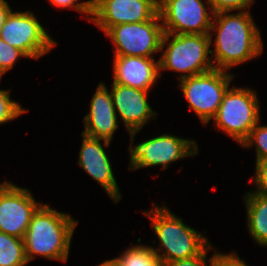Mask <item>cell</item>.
<instances>
[{
    "label": "cell",
    "mask_w": 267,
    "mask_h": 266,
    "mask_svg": "<svg viewBox=\"0 0 267 266\" xmlns=\"http://www.w3.org/2000/svg\"><path fill=\"white\" fill-rule=\"evenodd\" d=\"M160 77L155 58L114 55L113 83L150 91Z\"/></svg>",
    "instance_id": "2e32d148"
},
{
    "label": "cell",
    "mask_w": 267,
    "mask_h": 266,
    "mask_svg": "<svg viewBox=\"0 0 267 266\" xmlns=\"http://www.w3.org/2000/svg\"><path fill=\"white\" fill-rule=\"evenodd\" d=\"M78 1L79 0H49V3L55 6L56 8L58 7V8H63V9L65 8L75 9L81 14L83 15L85 14L86 18L91 20V16H92L91 8L88 6L86 1L84 2H78Z\"/></svg>",
    "instance_id": "484cf974"
},
{
    "label": "cell",
    "mask_w": 267,
    "mask_h": 266,
    "mask_svg": "<svg viewBox=\"0 0 267 266\" xmlns=\"http://www.w3.org/2000/svg\"><path fill=\"white\" fill-rule=\"evenodd\" d=\"M260 34L249 10L214 13L209 32L210 45L215 46L210 50L214 68L227 71L259 57L264 47Z\"/></svg>",
    "instance_id": "6da1fadb"
},
{
    "label": "cell",
    "mask_w": 267,
    "mask_h": 266,
    "mask_svg": "<svg viewBox=\"0 0 267 266\" xmlns=\"http://www.w3.org/2000/svg\"><path fill=\"white\" fill-rule=\"evenodd\" d=\"M11 11L12 9L8 2L5 0H0V30Z\"/></svg>",
    "instance_id": "83f0119b"
},
{
    "label": "cell",
    "mask_w": 267,
    "mask_h": 266,
    "mask_svg": "<svg viewBox=\"0 0 267 266\" xmlns=\"http://www.w3.org/2000/svg\"><path fill=\"white\" fill-rule=\"evenodd\" d=\"M114 47V55L154 58L160 53L164 34L160 16L138 23H124L110 27L106 32Z\"/></svg>",
    "instance_id": "ba28073f"
},
{
    "label": "cell",
    "mask_w": 267,
    "mask_h": 266,
    "mask_svg": "<svg viewBox=\"0 0 267 266\" xmlns=\"http://www.w3.org/2000/svg\"><path fill=\"white\" fill-rule=\"evenodd\" d=\"M241 146L244 148L255 146L256 162L267 159V125H260L258 122Z\"/></svg>",
    "instance_id": "ffe728a7"
},
{
    "label": "cell",
    "mask_w": 267,
    "mask_h": 266,
    "mask_svg": "<svg viewBox=\"0 0 267 266\" xmlns=\"http://www.w3.org/2000/svg\"><path fill=\"white\" fill-rule=\"evenodd\" d=\"M214 266H248L244 260L239 257V254L232 252L229 254H223L215 252Z\"/></svg>",
    "instance_id": "4316f807"
},
{
    "label": "cell",
    "mask_w": 267,
    "mask_h": 266,
    "mask_svg": "<svg viewBox=\"0 0 267 266\" xmlns=\"http://www.w3.org/2000/svg\"><path fill=\"white\" fill-rule=\"evenodd\" d=\"M78 223L69 213L59 212L42 203L32 215L24 236L27 262L35 259L36 255L67 262Z\"/></svg>",
    "instance_id": "7a4b0ae2"
},
{
    "label": "cell",
    "mask_w": 267,
    "mask_h": 266,
    "mask_svg": "<svg viewBox=\"0 0 267 266\" xmlns=\"http://www.w3.org/2000/svg\"><path fill=\"white\" fill-rule=\"evenodd\" d=\"M255 163V177L253 182L257 188L254 192L267 195V159Z\"/></svg>",
    "instance_id": "d4e9b609"
},
{
    "label": "cell",
    "mask_w": 267,
    "mask_h": 266,
    "mask_svg": "<svg viewBox=\"0 0 267 266\" xmlns=\"http://www.w3.org/2000/svg\"><path fill=\"white\" fill-rule=\"evenodd\" d=\"M128 147L130 151L129 170L162 166L165 170L170 163L199 154L194 139H185L172 134H162Z\"/></svg>",
    "instance_id": "52a82bcc"
},
{
    "label": "cell",
    "mask_w": 267,
    "mask_h": 266,
    "mask_svg": "<svg viewBox=\"0 0 267 266\" xmlns=\"http://www.w3.org/2000/svg\"><path fill=\"white\" fill-rule=\"evenodd\" d=\"M98 266H117L116 262L113 259L106 260Z\"/></svg>",
    "instance_id": "f1b7e54d"
},
{
    "label": "cell",
    "mask_w": 267,
    "mask_h": 266,
    "mask_svg": "<svg viewBox=\"0 0 267 266\" xmlns=\"http://www.w3.org/2000/svg\"><path fill=\"white\" fill-rule=\"evenodd\" d=\"M110 92L115 113L123 121L129 132L130 144H133L136 134L157 115L147 101L150 91L112 83Z\"/></svg>",
    "instance_id": "4fadbf2b"
},
{
    "label": "cell",
    "mask_w": 267,
    "mask_h": 266,
    "mask_svg": "<svg viewBox=\"0 0 267 266\" xmlns=\"http://www.w3.org/2000/svg\"><path fill=\"white\" fill-rule=\"evenodd\" d=\"M21 57L27 56L18 48L11 46L0 38V80Z\"/></svg>",
    "instance_id": "7402d4cb"
},
{
    "label": "cell",
    "mask_w": 267,
    "mask_h": 266,
    "mask_svg": "<svg viewBox=\"0 0 267 266\" xmlns=\"http://www.w3.org/2000/svg\"><path fill=\"white\" fill-rule=\"evenodd\" d=\"M24 239L0 232V266H26Z\"/></svg>",
    "instance_id": "d6986e66"
},
{
    "label": "cell",
    "mask_w": 267,
    "mask_h": 266,
    "mask_svg": "<svg viewBox=\"0 0 267 266\" xmlns=\"http://www.w3.org/2000/svg\"><path fill=\"white\" fill-rule=\"evenodd\" d=\"M0 38L36 60L57 45L32 11H11L0 30Z\"/></svg>",
    "instance_id": "9c48e42d"
},
{
    "label": "cell",
    "mask_w": 267,
    "mask_h": 266,
    "mask_svg": "<svg viewBox=\"0 0 267 266\" xmlns=\"http://www.w3.org/2000/svg\"><path fill=\"white\" fill-rule=\"evenodd\" d=\"M41 204L27 188L10 181L0 183V232L24 239L32 215Z\"/></svg>",
    "instance_id": "8fae6325"
},
{
    "label": "cell",
    "mask_w": 267,
    "mask_h": 266,
    "mask_svg": "<svg viewBox=\"0 0 267 266\" xmlns=\"http://www.w3.org/2000/svg\"><path fill=\"white\" fill-rule=\"evenodd\" d=\"M92 96L89 112L83 119L85 129L82 133L111 142L115 131L119 128L111 92L103 82H100Z\"/></svg>",
    "instance_id": "9a60e30c"
},
{
    "label": "cell",
    "mask_w": 267,
    "mask_h": 266,
    "mask_svg": "<svg viewBox=\"0 0 267 266\" xmlns=\"http://www.w3.org/2000/svg\"><path fill=\"white\" fill-rule=\"evenodd\" d=\"M117 266H165V263L154 254L150 246L134 244L122 254L113 258Z\"/></svg>",
    "instance_id": "ac0fdd59"
},
{
    "label": "cell",
    "mask_w": 267,
    "mask_h": 266,
    "mask_svg": "<svg viewBox=\"0 0 267 266\" xmlns=\"http://www.w3.org/2000/svg\"><path fill=\"white\" fill-rule=\"evenodd\" d=\"M158 14L170 34H209L214 16L207 0H158Z\"/></svg>",
    "instance_id": "30bf717a"
},
{
    "label": "cell",
    "mask_w": 267,
    "mask_h": 266,
    "mask_svg": "<svg viewBox=\"0 0 267 266\" xmlns=\"http://www.w3.org/2000/svg\"><path fill=\"white\" fill-rule=\"evenodd\" d=\"M81 135L83 140L79 152L78 165L102 186L115 203H118L122 199V196L113 173L109 156L104 149V147L108 148L111 142L92 138L83 133ZM101 141H103L104 145Z\"/></svg>",
    "instance_id": "5bb4252c"
},
{
    "label": "cell",
    "mask_w": 267,
    "mask_h": 266,
    "mask_svg": "<svg viewBox=\"0 0 267 266\" xmlns=\"http://www.w3.org/2000/svg\"><path fill=\"white\" fill-rule=\"evenodd\" d=\"M29 110L10 98V90L0 89V125L12 121Z\"/></svg>",
    "instance_id": "44dd1931"
},
{
    "label": "cell",
    "mask_w": 267,
    "mask_h": 266,
    "mask_svg": "<svg viewBox=\"0 0 267 266\" xmlns=\"http://www.w3.org/2000/svg\"><path fill=\"white\" fill-rule=\"evenodd\" d=\"M247 211V226L251 237L260 246H267V195L247 192L243 196Z\"/></svg>",
    "instance_id": "e0dca14e"
},
{
    "label": "cell",
    "mask_w": 267,
    "mask_h": 266,
    "mask_svg": "<svg viewBox=\"0 0 267 266\" xmlns=\"http://www.w3.org/2000/svg\"><path fill=\"white\" fill-rule=\"evenodd\" d=\"M214 13L244 11L247 10L255 0H207Z\"/></svg>",
    "instance_id": "603a6c76"
},
{
    "label": "cell",
    "mask_w": 267,
    "mask_h": 266,
    "mask_svg": "<svg viewBox=\"0 0 267 266\" xmlns=\"http://www.w3.org/2000/svg\"><path fill=\"white\" fill-rule=\"evenodd\" d=\"M213 120L214 127L241 145L261 120L257 92L251 88L229 87Z\"/></svg>",
    "instance_id": "5b68a950"
},
{
    "label": "cell",
    "mask_w": 267,
    "mask_h": 266,
    "mask_svg": "<svg viewBox=\"0 0 267 266\" xmlns=\"http://www.w3.org/2000/svg\"><path fill=\"white\" fill-rule=\"evenodd\" d=\"M152 205L153 209L142 212L151 221L159 239V248L150 247L165 264L199 255L210 244L208 237L185 224L168 207L154 202Z\"/></svg>",
    "instance_id": "3957f363"
},
{
    "label": "cell",
    "mask_w": 267,
    "mask_h": 266,
    "mask_svg": "<svg viewBox=\"0 0 267 266\" xmlns=\"http://www.w3.org/2000/svg\"><path fill=\"white\" fill-rule=\"evenodd\" d=\"M166 44L168 45L165 49ZM211 48L209 34L164 32L159 59L160 76L162 70L176 71L181 73L178 77L180 81L213 70L214 66L209 56Z\"/></svg>",
    "instance_id": "277c9868"
},
{
    "label": "cell",
    "mask_w": 267,
    "mask_h": 266,
    "mask_svg": "<svg viewBox=\"0 0 267 266\" xmlns=\"http://www.w3.org/2000/svg\"><path fill=\"white\" fill-rule=\"evenodd\" d=\"M158 0H102L92 9L91 22L104 33L113 26L151 20Z\"/></svg>",
    "instance_id": "7c38bea8"
},
{
    "label": "cell",
    "mask_w": 267,
    "mask_h": 266,
    "mask_svg": "<svg viewBox=\"0 0 267 266\" xmlns=\"http://www.w3.org/2000/svg\"><path fill=\"white\" fill-rule=\"evenodd\" d=\"M234 74L219 69L184 78L179 89L205 126L216 116L222 97L230 87Z\"/></svg>",
    "instance_id": "8992f818"
},
{
    "label": "cell",
    "mask_w": 267,
    "mask_h": 266,
    "mask_svg": "<svg viewBox=\"0 0 267 266\" xmlns=\"http://www.w3.org/2000/svg\"><path fill=\"white\" fill-rule=\"evenodd\" d=\"M102 0H87L86 3L88 4V6L91 8V10L98 4L100 3Z\"/></svg>",
    "instance_id": "f546056e"
},
{
    "label": "cell",
    "mask_w": 267,
    "mask_h": 266,
    "mask_svg": "<svg viewBox=\"0 0 267 266\" xmlns=\"http://www.w3.org/2000/svg\"><path fill=\"white\" fill-rule=\"evenodd\" d=\"M214 249L215 248L212 246V244H209L199 255L186 258V259L175 260V261L166 263L165 266H214L215 252L212 255V257L209 259V263L206 260L208 252Z\"/></svg>",
    "instance_id": "cb8c5ba5"
}]
</instances>
